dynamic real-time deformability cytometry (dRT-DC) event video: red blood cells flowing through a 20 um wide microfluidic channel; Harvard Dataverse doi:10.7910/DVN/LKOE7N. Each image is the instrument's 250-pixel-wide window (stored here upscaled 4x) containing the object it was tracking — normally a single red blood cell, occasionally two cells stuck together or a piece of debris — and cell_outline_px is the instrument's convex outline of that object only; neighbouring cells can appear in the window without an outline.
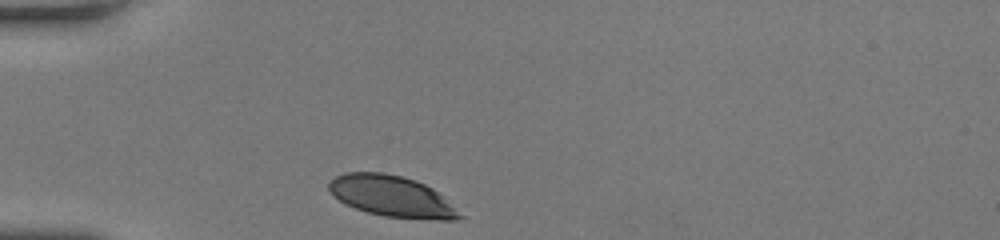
{"species": "human", "species_latin": "Homo sapiens", "temperature_condition": "room temperature", "stored_images_in_passage": 29, "camera_frame_rate_fps": 3000, "um_per_image_px": 0.085, "donor": {"sex": "female"}, "frame": {"image": 1, "passage_image": 1, "time_ms": 0.0, "image_size_px": [1000, 240], "cell_outline_px": [[464, 216], [456, 220], [440, 220], [384, 216], [368, 212], [356, 208], [340, 200], [328, 188], [328, 184], [336, 176], [344, 172], [384, 172], [416, 180], [432, 188]], "centroid_in_image_um": [33.31, 16.68], "position_along_channel_um": 51.7, "area_um2": 30.75}}
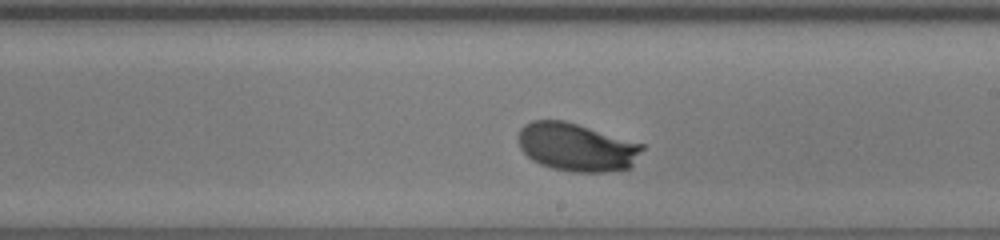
{"frame": {"image": 2, "passage_image": 17, "time_ms": 5.333, "image_size_px": [1000, 240], "cell_outline_px": [[644, 148], [632, 168], [604, 172], [572, 172], [552, 168], [540, 164], [532, 160], [520, 148], [516, 136], [520, 128], [524, 124], [532, 120], [564, 120], [644, 144]], "centroid_in_image_um": [49.01, 12.51], "position_along_channel_um": 240.0, "area_um2": 35.08}}
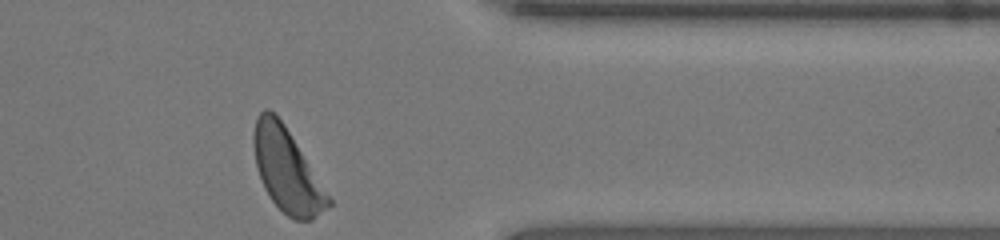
{"frame": {"image": 3, "passage_image": 29, "time_ms": 9.333, "image_size_px": [1000, 240], "cell_outline_px": [[332, 204], [312, 220], [292, 220], [272, 200], [264, 188], [256, 168], [252, 140], [252, 136], [256, 116], [264, 108], [268, 108], [284, 124], [332, 200]], "centroid_in_image_um": [24.35, 14.47], "position_along_channel_um": 387.0, "area_um2": 35.89}, "authors_computed_cell_mechanics": {"area_um2": 34.5644, "velocity_mm_per_s": 3.9328, "shape_relaxation_time_tau1_ms": 2.3972, "shape_relaxation_time_tau2_ms": null, "deformation_change_tau1": 0.1399, "deformation_change_tau2": null}}